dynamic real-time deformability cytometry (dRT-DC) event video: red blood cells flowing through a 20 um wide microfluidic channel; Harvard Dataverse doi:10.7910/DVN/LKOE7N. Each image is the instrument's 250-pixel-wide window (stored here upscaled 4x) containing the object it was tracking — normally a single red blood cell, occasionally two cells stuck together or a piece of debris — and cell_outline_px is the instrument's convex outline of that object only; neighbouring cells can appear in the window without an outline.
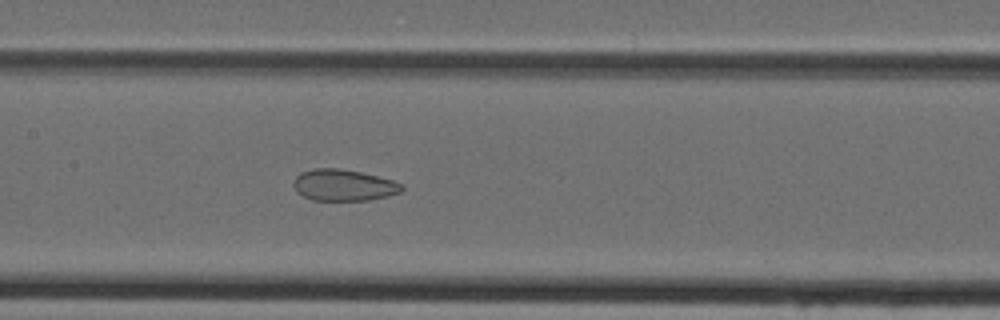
{"species": "Egyptian fruit bat (a non-hibernating species)", "species_latin": "Rousettus aegyptiacus", "temperature_condition": "cold", "stored_images_in_passage": 45, "camera_frame_rate_fps": 3000, "um_per_image_px": 0.085, "animal": {"sex": "female"}, "frame": {"image": 1, "passage_image": 20, "time_ms": 6.333, "image_size_px": [1000, 320], "cell_outline_px": [[404, 188], [400, 192], [388, 196], [368, 200], [312, 200], [296, 192], [292, 184], [292, 180], [300, 172], [316, 168], [336, 168], [360, 172], [392, 180], [404, 184]], "centroid_in_image_um": [29.18, 15.74], "position_along_channel_um": 178.2, "area_um2": 19.88}}
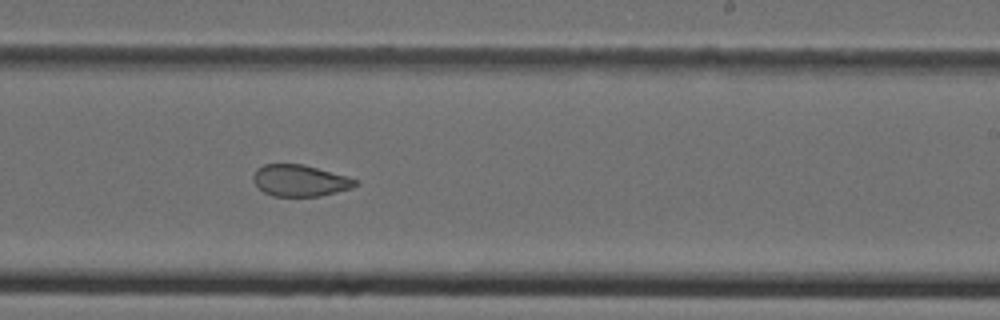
{"frame": {"image": 2, "passage_image": 26, "time_ms": 8.333, "image_size_px": [1000, 320], "cell_outline_px": [[360, 184], [352, 188], [320, 196], [272, 196], [264, 192], [252, 180], [252, 176], [256, 168], [264, 164], [304, 164], [344, 176], [356, 180]], "centroid_in_image_um": [25.46, 15.35], "position_along_channel_um": 263.5, "area_um2": 18.67}}
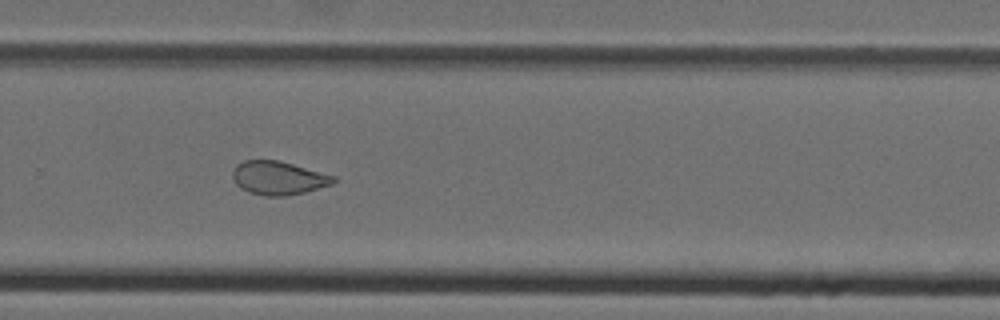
{"frame": {"image": 3, "passage_image": 29, "time_ms": 9.333, "image_size_px": [1000, 320], "cell_outline_px": [[336, 180], [332, 184], [304, 192], [284, 196], [268, 196], [248, 192], [240, 188], [236, 184], [232, 176], [232, 172], [236, 164], [244, 160], [280, 160], [336, 176]], "centroid_in_image_um": [23.65, 15.11], "position_along_channel_um": 306.2, "area_um2": 19.77}}